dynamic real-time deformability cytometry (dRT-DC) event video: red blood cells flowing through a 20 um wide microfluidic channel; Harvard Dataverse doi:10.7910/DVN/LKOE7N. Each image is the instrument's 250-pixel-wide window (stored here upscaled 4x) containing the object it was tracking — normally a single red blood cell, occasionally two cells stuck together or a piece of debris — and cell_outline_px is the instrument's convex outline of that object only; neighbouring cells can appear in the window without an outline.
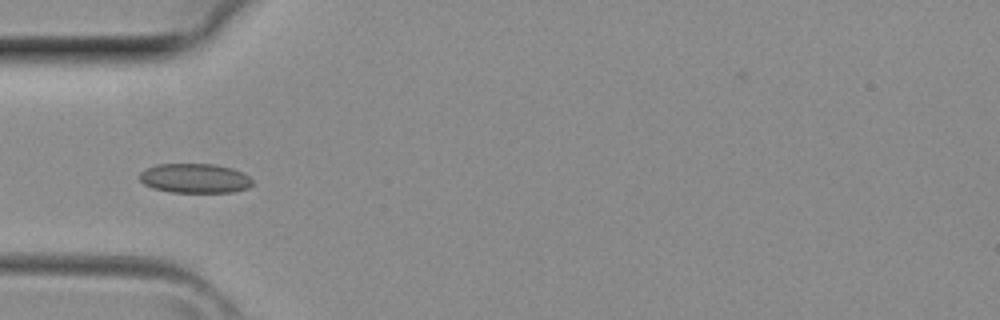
{"species": "common noctule bat (a hibernating species)", "species_latin": "Nyctalus noctula", "temperature_condition": "room temperature", "stored_images_in_passage": 25, "camera_frame_rate_fps": 3000, "um_per_image_px": 0.085, "animal": {"sex": "female", "body_mass_g": 29.2, "forearm_length_mm": 56.3}, "frame": {"image": 1, "passage_image": 3, "time_ms": 0.667, "image_size_px": [1000, 320], "cell_outline_px": [[252, 184], [248, 188], [232, 192], [168, 192], [152, 188], [144, 184], [140, 180], [140, 172], [144, 168], [156, 164], [212, 164], [232, 168], [248, 176], [252, 180]], "centroid_in_image_um": [16.51, 15.15], "position_along_channel_um": 68.5, "area_um2": 19.42}}
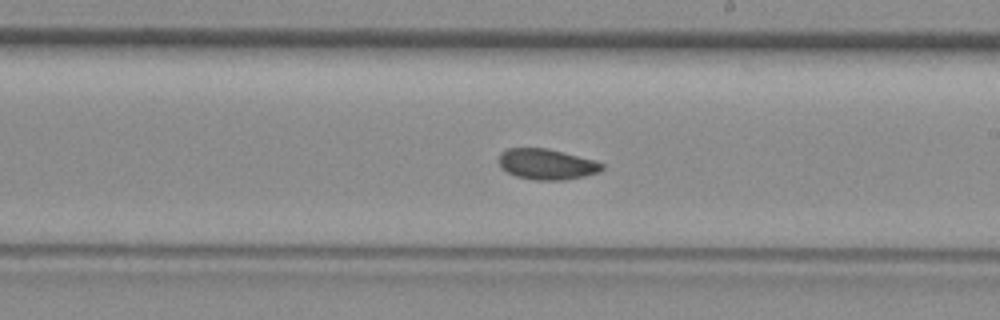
{"frame": {"image": 2, "passage_image": 13, "time_ms": 4.0, "image_size_px": [1000, 320], "cell_outline_px": [[604, 168], [600, 172], [584, 176], [564, 180], [536, 180], [516, 176], [500, 168], [500, 152], [508, 148], [548, 148], [592, 160], [604, 164]], "centroid_in_image_um": [46.46, 13.96], "position_along_channel_um": 242.5, "area_um2": 18.32}}
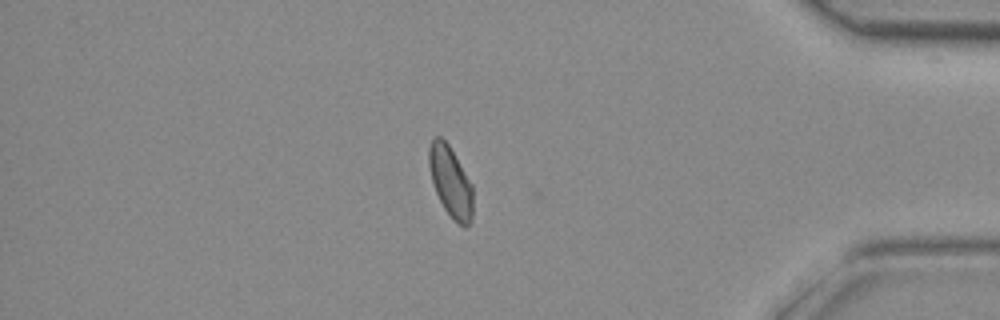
{"frame": {"image": 3, "passage_image": 24, "time_ms": 7.667, "image_size_px": [1000, 320], "cell_outline_px": [[472, 220], [464, 228], [444, 208], [436, 192], [432, 180], [428, 164], [428, 148], [432, 136], [440, 136], [448, 144], [472, 184]], "centroid_in_image_um": [38.28, 15.39], "position_along_channel_um": 396.9, "area_um2": 17.86}}